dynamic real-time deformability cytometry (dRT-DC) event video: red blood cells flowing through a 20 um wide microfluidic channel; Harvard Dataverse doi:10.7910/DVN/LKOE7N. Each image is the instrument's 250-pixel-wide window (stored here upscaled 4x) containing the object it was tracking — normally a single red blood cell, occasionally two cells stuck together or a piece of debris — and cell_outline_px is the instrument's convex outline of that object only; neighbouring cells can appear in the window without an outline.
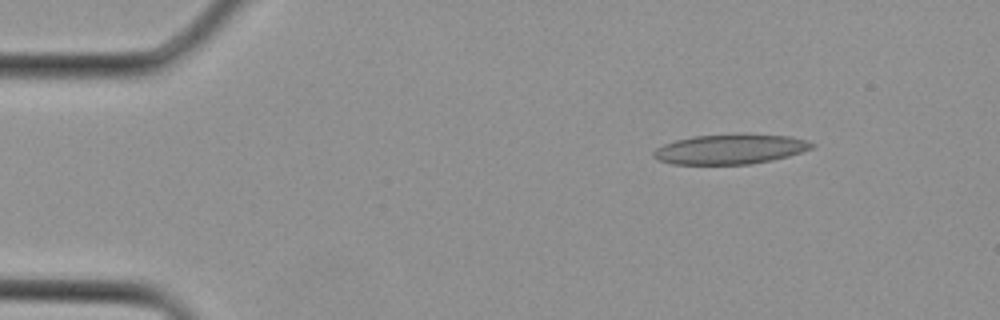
{"species": "Egyptian fruit bat (a non-hibernating species)", "species_latin": "Rousettus aegyptiacus", "temperature_condition": "cold", "stored_images_in_passage": 2, "camera_frame_rate_fps": 3000, "um_per_image_px": 0.085, "animal": {"sex": "female"}, "frame": {"image": 1, "passage_image": 1, "time_ms": 0.0, "image_size_px": [1000, 320], "cell_outline_px": [[816, 144], [812, 148], [788, 156], [772, 160], [752, 164], [672, 164], [660, 160], [652, 156], [652, 152], [656, 148], [664, 144], [676, 140], [696, 136], [792, 136], [808, 140]], "centroid_in_image_um": [62.06, 12.71], "position_along_channel_um": 22.9, "area_um2": 26.7}}